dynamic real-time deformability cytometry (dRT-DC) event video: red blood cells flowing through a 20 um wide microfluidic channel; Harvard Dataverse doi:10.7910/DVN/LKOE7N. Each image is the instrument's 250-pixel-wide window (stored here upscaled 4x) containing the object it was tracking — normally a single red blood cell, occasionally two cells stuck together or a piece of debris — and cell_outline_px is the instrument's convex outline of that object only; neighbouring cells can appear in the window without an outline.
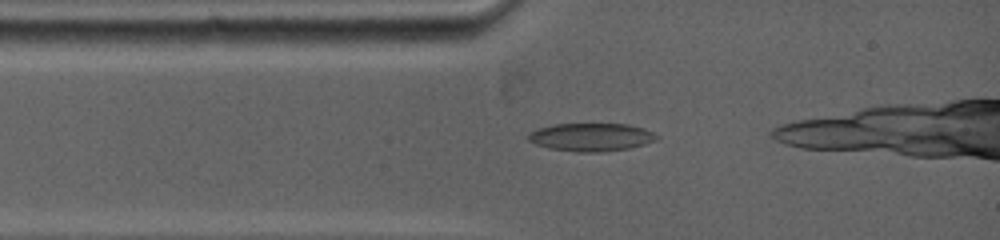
{"species": "common noctule bat (a hibernating species)", "species_latin": "Nyctalus noctula", "temperature_condition": "warm", "stored_images_in_passage": 16, "camera_frame_rate_fps": 5000, "um_per_image_px": 0.085, "animal": {"sex": "female", "body_mass_g": 19.0, "forearm_length_mm": 53.3}, "frame": {"image": 1, "passage_image": 5, "time_ms": 1.0, "image_size_px": [1000, 240], "cell_outline_px": [[660, 136], [656, 140], [644, 144], [628, 148], [596, 152], [580, 152], [548, 148], [536, 144], [528, 140], [528, 136], [532, 132], [540, 128], [552, 124], [628, 124], [644, 128]], "centroid_in_image_um": [50.27, 11.65], "position_along_channel_um": 34.7, "area_um2": 20.75}}
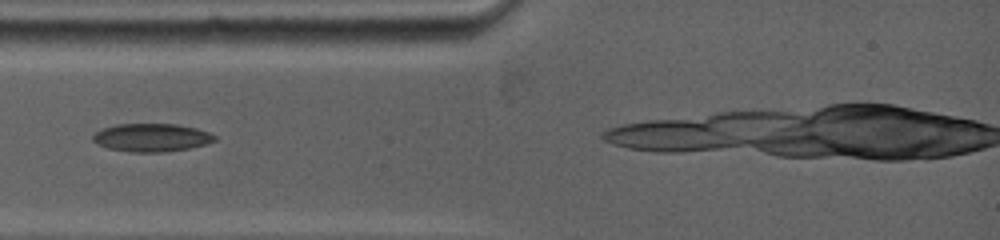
{"frame": {"image": 2, "passage_image": 9, "time_ms": 2.0, "image_size_px": [1000, 240], "cell_outline_px": [[216, 140], [204, 144], [188, 148], [164, 152], [132, 152], [108, 148], [96, 144], [92, 140], [92, 136], [96, 132], [104, 128], [116, 124], [176, 124], [196, 128], [208, 132], [216, 136]], "centroid_in_image_um": [12.86, 11.69], "position_along_channel_um": 72.1, "area_um2": 19.83}}
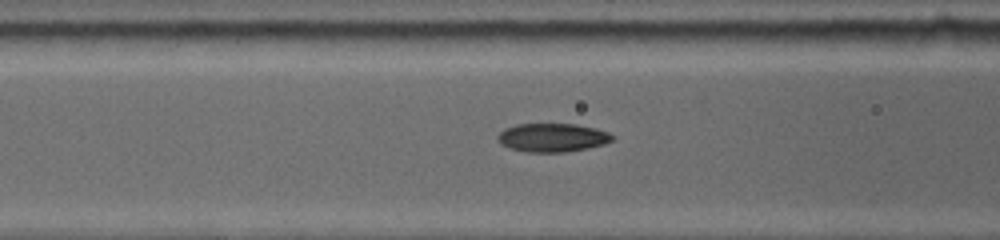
{"frame": {"image": 3, "passage_image": 14, "time_ms": 3.2, "image_size_px": [1000, 240], "cell_outline_px": [[616, 136], [612, 140], [604, 144], [588, 148], [564, 152], [524, 152], [508, 148], [500, 144], [496, 140], [496, 136], [504, 128], [516, 124], [576, 124], [596, 128], [608, 132]], "centroid_in_image_um": [46.92, 11.69], "position_along_channel_um": 119.7, "area_um2": 19.36}}